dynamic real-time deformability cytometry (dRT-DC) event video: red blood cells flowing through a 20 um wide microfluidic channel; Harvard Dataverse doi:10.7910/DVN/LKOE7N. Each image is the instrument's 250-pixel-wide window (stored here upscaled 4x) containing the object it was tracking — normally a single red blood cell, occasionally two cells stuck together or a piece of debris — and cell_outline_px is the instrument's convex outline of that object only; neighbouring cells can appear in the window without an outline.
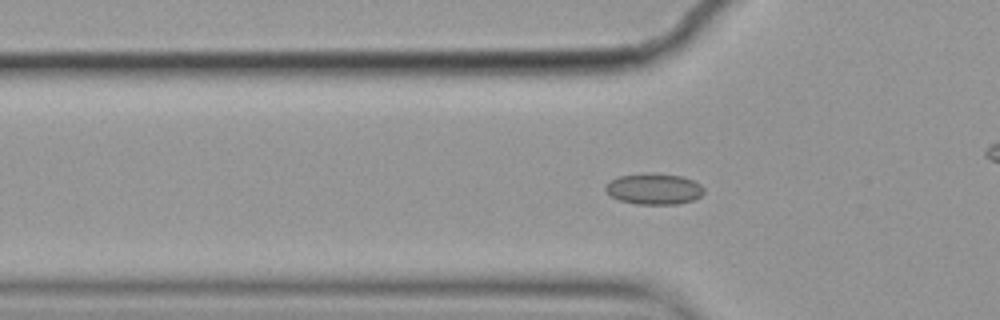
{"species": "common noctule bat (a hibernating species)", "species_latin": "Nyctalus noctula", "temperature_condition": "cold", "stored_images_in_passage": 58, "camera_frame_rate_fps": 3000, "um_per_image_px": 0.085, "animal": {"sex": "female", "body_mass_g": 19.9}, "frame": {"image": 1, "passage_image": 19, "time_ms": 6.0, "image_size_px": [1000, 320], "cell_outline_px": [[704, 192], [700, 196], [692, 200], [676, 204], [636, 204], [620, 200], [612, 196], [604, 188], [612, 180], [620, 176], [680, 176], [692, 180], [700, 184], [704, 188]], "centroid_in_image_um": [55.63, 16.11], "position_along_channel_um": 70.2, "area_um2": 16.7}}
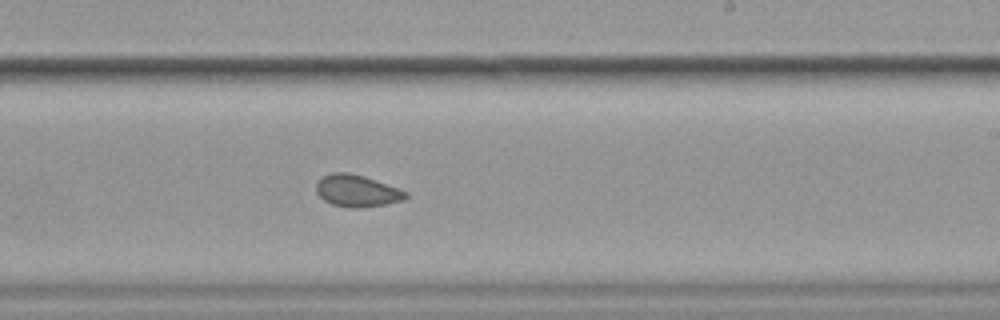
{"frame": {"image": 2, "passage_image": 35, "time_ms": 11.333, "image_size_px": [1000, 320], "cell_outline_px": [[408, 196], [404, 200], [384, 204], [360, 208], [352, 208], [332, 204], [324, 200], [316, 192], [316, 184], [324, 176], [332, 172], [348, 172], [364, 176], [408, 192]], "centroid_in_image_um": [30.34, 16.22], "position_along_channel_um": 258.7, "area_um2": 16.47}}
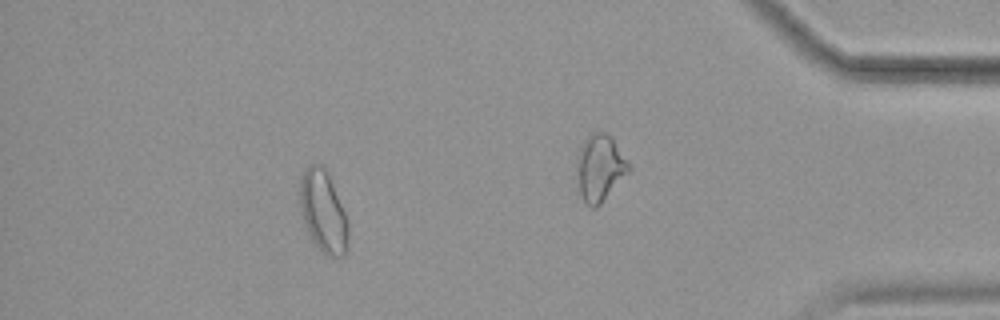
{"frame": {"image": 3, "passage_image": 52, "time_ms": 17.0, "image_size_px": [1000, 320], "cell_outline_px": [[348, 248], [344, 256], [328, 256], [312, 240], [308, 232], [300, 212], [300, 176], [304, 168], [312, 164], [324, 164], [328, 172], [348, 220]], "centroid_in_image_um": [27.48, 17.94], "position_along_channel_um": 407.7, "area_um2": 23.24}, "authors_computed_cell_mechanics": {"area_um2": 17.6868, "velocity_mm_per_s": 3.5382, "shape_relaxation_time_tau1_ms": null, "shape_relaxation_time_tau2_ms": 2.6043, "deformation_change_tau1": null, "deformation_change_tau2": 0.0596}}